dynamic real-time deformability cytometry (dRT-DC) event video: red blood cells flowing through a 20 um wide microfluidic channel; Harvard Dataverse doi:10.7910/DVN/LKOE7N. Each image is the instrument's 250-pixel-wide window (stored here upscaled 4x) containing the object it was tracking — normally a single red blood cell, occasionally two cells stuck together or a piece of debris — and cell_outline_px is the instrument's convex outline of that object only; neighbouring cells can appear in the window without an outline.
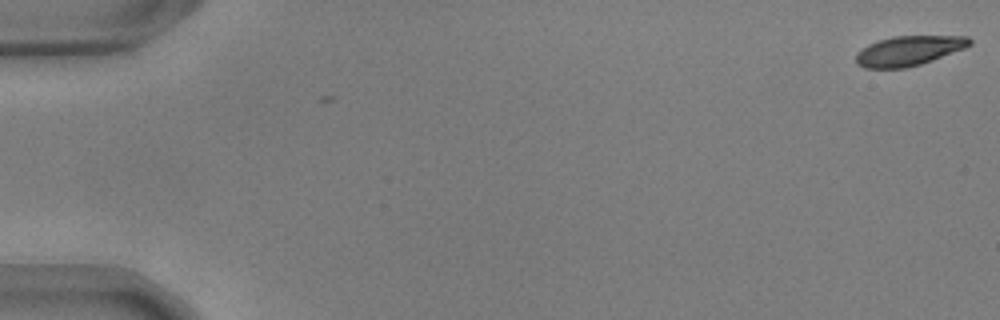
{"species": "common noctule bat (a hibernating species)", "species_latin": "Nyctalus noctula", "temperature_condition": "warm", "stored_images_in_passage": 4, "camera_frame_rate_fps": 3000, "um_per_image_px": 0.085, "animal": {"sex": "male", "body_mass_g": 17.9, "forearm_length_mm": 54.2}, "frame": {"image": 1, "passage_image": 4, "time_ms": 1.0, "image_size_px": [1000, 320], "cell_outline_px": [[972, 44], [964, 48], [932, 60], [920, 64], [904, 68], [864, 68], [856, 64], [856, 52], [868, 44], [892, 36], [968, 36], [972, 40]], "centroid_in_image_um": [77.22, 4.31], "position_along_channel_um": 7.8, "area_um2": 19.65}}